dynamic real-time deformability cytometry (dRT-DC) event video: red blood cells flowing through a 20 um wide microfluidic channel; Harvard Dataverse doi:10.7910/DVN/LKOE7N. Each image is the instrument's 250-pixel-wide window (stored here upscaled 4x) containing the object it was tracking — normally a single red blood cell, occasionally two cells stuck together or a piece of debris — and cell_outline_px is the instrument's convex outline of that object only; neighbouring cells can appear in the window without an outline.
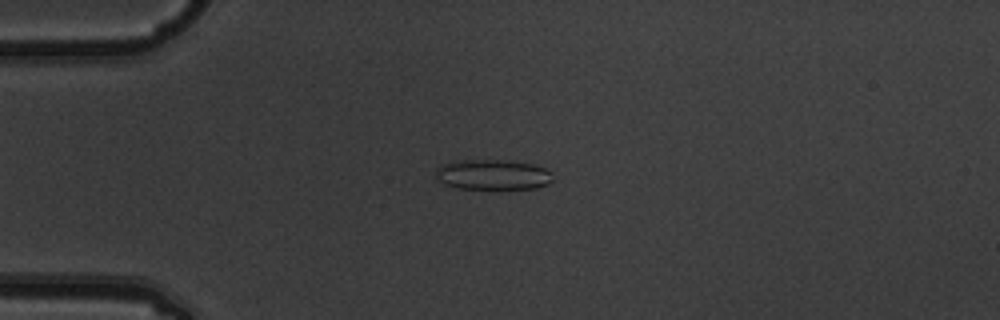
{"species": "common noctule bat (a hibernating species)", "species_latin": "Nyctalus noctula", "temperature_condition": "warm", "stored_images_in_passage": 5, "camera_frame_rate_fps": 3000, "um_per_image_px": 0.085, "animal": {"sex": "male", "body_mass_g": 19.5, "forearm_length_mm": 54.6}, "frame": {"image": 1, "passage_image": 1, "time_ms": 0.0, "image_size_px": [1000, 320], "cell_outline_px": [[552, 180], [548, 184], [536, 188], [460, 188], [444, 184], [436, 176], [436, 168], [440, 164], [452, 160], [508, 160], [532, 164], [544, 168], [552, 172]], "centroid_in_image_um": [41.87, 14.82], "position_along_channel_um": 43.1, "area_um2": 20.63}}
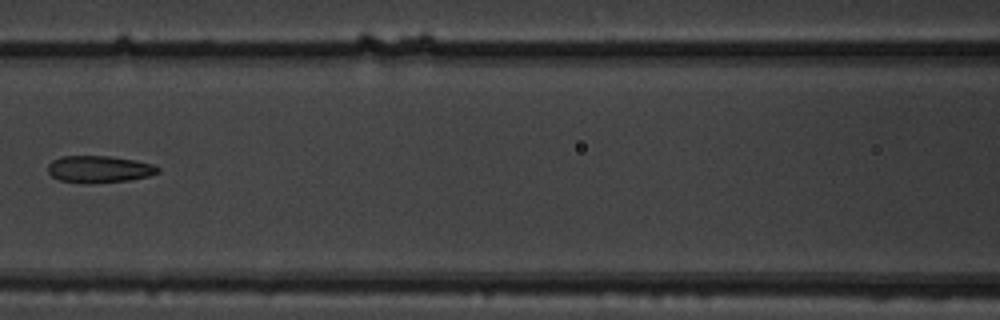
{"frame": {"image": 2, "passage_image": 4, "time_ms": 1.0, "image_size_px": [1000, 320], "cell_outline_px": [[160, 172], [148, 176], [128, 180], [60, 180], [52, 176], [48, 172], [48, 164], [52, 160], [60, 156], [112, 156], [136, 160], [152, 164], [160, 168]], "centroid_in_image_um": [8.46, 14.31], "position_along_channel_um": 158.1, "area_um2": 16.42}}
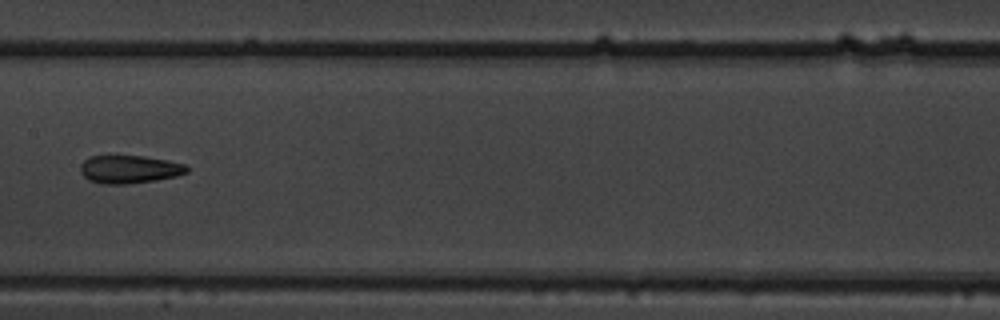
{"frame": {"image": 3, "passage_image": 5, "time_ms": 1.333, "image_size_px": [1000, 320], "cell_outline_px": [[188, 172], [176, 176], [156, 180], [124, 184], [100, 184], [88, 180], [80, 172], [80, 164], [84, 160], [92, 156], [144, 156], [168, 160], [184, 164], [188, 168]], "centroid_in_image_um": [10.98, 14.39], "position_along_channel_um": 196.4, "area_um2": 17.4}}